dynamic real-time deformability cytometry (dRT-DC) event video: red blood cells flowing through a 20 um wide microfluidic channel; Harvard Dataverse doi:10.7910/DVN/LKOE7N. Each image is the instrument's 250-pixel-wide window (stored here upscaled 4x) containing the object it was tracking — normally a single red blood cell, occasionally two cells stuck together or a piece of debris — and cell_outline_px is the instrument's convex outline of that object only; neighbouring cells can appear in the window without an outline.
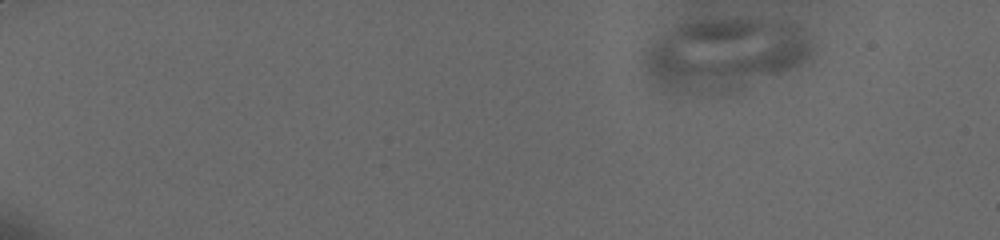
{"species": "human", "species_latin": "Homo sapiens", "temperature_condition": "cold", "stored_images_in_passage": 4, "camera_frame_rate_fps": 3000, "um_per_image_px": 0.085, "donor": {"sex": "male"}, "frame": {"image": 1, "passage_image": 1, "time_ms": 0.0, "image_size_px": [1000, 240], "cell_outline_px": [[812, 56], [788, 68], [776, 72], [688, 92], [684, 92], [664, 84], [656, 80], [644, 60], [660, 44], [680, 28], [688, 24], [720, 20], [740, 20], [788, 24], [796, 28], [804, 36], [812, 48]], "centroid_in_image_um": [61.7, 4.52], "position_along_channel_um": 23.3, "area_um2": 61.04}}